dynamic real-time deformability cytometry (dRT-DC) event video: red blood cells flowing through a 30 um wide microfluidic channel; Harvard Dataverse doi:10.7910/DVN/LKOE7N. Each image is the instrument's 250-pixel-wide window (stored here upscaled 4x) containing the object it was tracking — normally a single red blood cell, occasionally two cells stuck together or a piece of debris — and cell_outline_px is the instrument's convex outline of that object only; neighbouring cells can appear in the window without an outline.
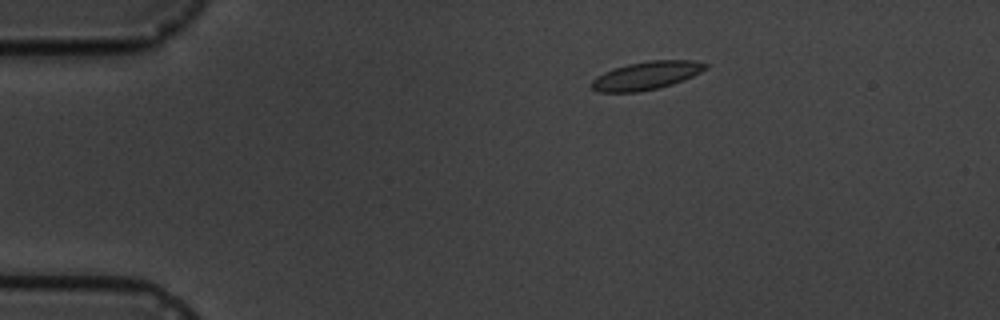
{"species": "common noctule bat (a hibernating species)", "species_latin": "Nyctalus noctula", "temperature_condition": "cold", "stored_images_in_passage": 3, "camera_frame_rate_fps": 3000, "um_per_image_px": 0.085, "animal": {"sex": "male", "body_mass_g": 19.5, "forearm_length_mm": 54.6}, "frame": {"image": 1, "passage_image": 1, "time_ms": 0.0, "image_size_px": [1000, 320], "cell_outline_px": [[708, 68], [684, 80], [672, 84], [656, 88], [636, 92], [600, 92], [592, 88], [588, 84], [596, 76], [604, 72], [628, 64], [648, 60], [692, 60], [708, 64]], "centroid_in_image_um": [54.93, 6.42], "position_along_channel_um": 30.1, "area_um2": 18.61}}